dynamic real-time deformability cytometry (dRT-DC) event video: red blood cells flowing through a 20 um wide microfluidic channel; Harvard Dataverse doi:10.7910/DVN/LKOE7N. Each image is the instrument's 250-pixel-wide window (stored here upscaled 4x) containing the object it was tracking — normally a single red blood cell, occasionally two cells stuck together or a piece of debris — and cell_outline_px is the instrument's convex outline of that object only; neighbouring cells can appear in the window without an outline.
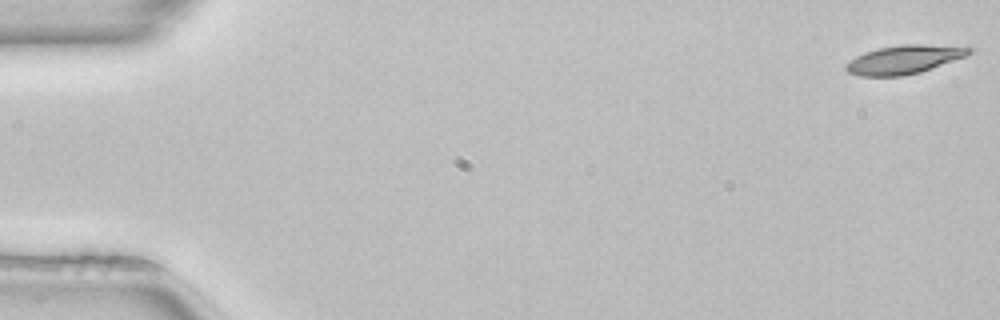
{"species": "common noctule bat (a hibernating species)", "species_latin": "Nyctalus noctula", "temperature_condition": "room temperature", "stored_images_in_passage": 16, "camera_frame_rate_fps": 3000, "um_per_image_px": 0.085, "animal": {"sex": "female", "body_mass_g": 22.7, "forearm_length_mm": 54.2}, "frame": {"image": 1, "passage_image": 1, "time_ms": 0.0, "image_size_px": [1000, 320], "cell_outline_px": [[972, 52], [968, 56], [920, 72], [904, 76], [860, 76], [848, 72], [844, 68], [844, 64], [856, 56], [864, 52], [876, 48], [900, 44], [924, 44], [972, 48]], "centroid_in_image_um": [76.82, 5.06], "position_along_channel_um": 8.2, "area_um2": 20.69}}
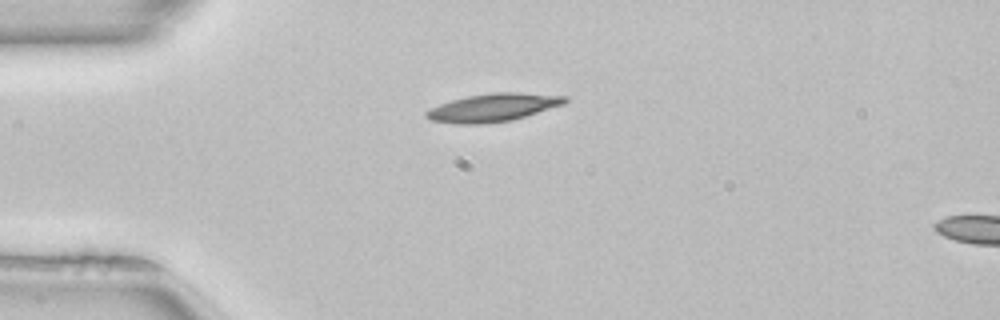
{"frame": {"image": 2, "passage_image": 13, "time_ms": 4.0, "image_size_px": [1000, 320], "cell_outline_px": [[568, 100], [564, 104], [512, 120], [484, 124], [456, 124], [428, 120], [424, 116], [424, 112], [428, 108], [452, 100], [468, 96], [492, 92], [516, 92], [568, 96]], "centroid_in_image_um": [41.86, 9.15], "position_along_channel_um": 43.1, "area_um2": 22.77}}